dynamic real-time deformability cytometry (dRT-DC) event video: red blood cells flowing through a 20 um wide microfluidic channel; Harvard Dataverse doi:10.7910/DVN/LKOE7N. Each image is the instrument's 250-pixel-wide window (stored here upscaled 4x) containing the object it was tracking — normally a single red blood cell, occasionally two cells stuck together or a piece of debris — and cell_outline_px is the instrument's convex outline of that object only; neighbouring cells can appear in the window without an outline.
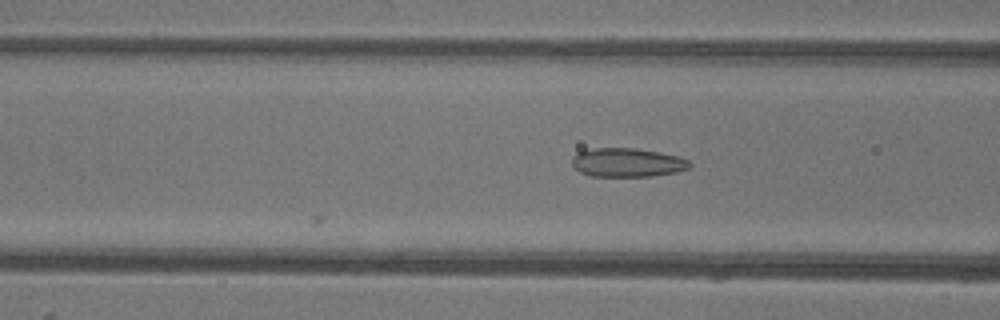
{"species": "common noctule bat (a hibernating species)", "species_latin": "Nyctalus noctula", "temperature_condition": "warm", "stored_images_in_passage": 4, "camera_frame_rate_fps": 3000, "um_per_image_px": 0.085, "animal": {"sex": "female"}, "frame": {"image": 1, "passage_image": 4, "time_ms": 1.0, "image_size_px": [1000, 320], "cell_outline_px": [[692, 164], [688, 168], [676, 172], [652, 176], [592, 176], [580, 172], [572, 164], [572, 156], [580, 152], [596, 148], [636, 148], [660, 152], [680, 156], [688, 160]], "centroid_in_image_um": [53.35, 13.81], "position_along_channel_um": 113.2, "area_um2": 19.71}}